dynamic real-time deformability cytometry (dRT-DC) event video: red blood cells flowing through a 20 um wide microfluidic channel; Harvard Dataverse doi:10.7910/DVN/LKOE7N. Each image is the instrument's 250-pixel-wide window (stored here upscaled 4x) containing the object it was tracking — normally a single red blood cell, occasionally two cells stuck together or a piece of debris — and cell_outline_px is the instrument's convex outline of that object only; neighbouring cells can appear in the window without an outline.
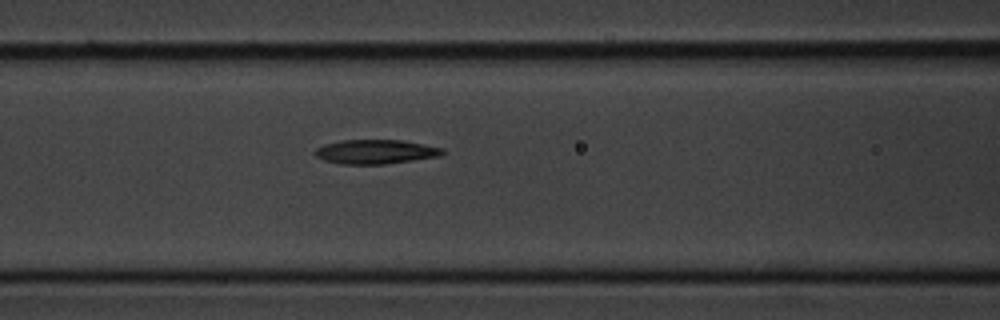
{"species": "common noctule bat (a hibernating species)", "species_latin": "Nyctalus noctula", "temperature_condition": "cold", "stored_images_in_passage": 5, "camera_frame_rate_fps": 3000, "um_per_image_px": 0.085, "animal": {"sex": "male", "body_mass_g": 20.1, "forearm_length_mm": 53.5}, "frame": {"image": 1, "passage_image": 5, "time_ms": 5.333, "image_size_px": [1000, 320], "cell_outline_px": [[444, 152], [440, 156], [384, 164], [340, 164], [324, 160], [316, 156], [312, 152], [316, 148], [324, 144], [340, 140], [404, 140], [444, 148]], "centroid_in_image_um": [31.9, 12.89], "position_along_channel_um": 134.7, "area_um2": 18.09}}